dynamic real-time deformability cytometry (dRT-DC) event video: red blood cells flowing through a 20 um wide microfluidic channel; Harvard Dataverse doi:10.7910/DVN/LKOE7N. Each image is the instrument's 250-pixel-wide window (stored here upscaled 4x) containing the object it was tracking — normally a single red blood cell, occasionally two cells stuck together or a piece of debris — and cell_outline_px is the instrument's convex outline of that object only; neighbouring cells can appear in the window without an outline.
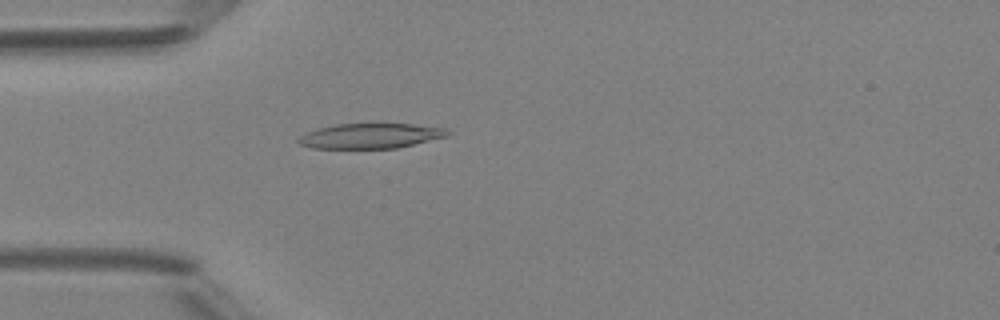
{"species": "Egyptian fruit bat (a non-hibernating species)", "species_latin": "Rousettus aegyptiacus", "temperature_condition": "room temperature", "stored_images_in_passage": 42, "camera_frame_rate_fps": 3000, "um_per_image_px": 0.085, "animal": {"sex": "female"}, "frame": {"image": 1, "passage_image": 8, "time_ms": 2.333, "image_size_px": [1000, 320], "cell_outline_px": [[452, 132], [448, 136], [396, 148], [312, 148], [300, 144], [296, 140], [300, 136], [316, 128], [332, 124], [412, 124], [444, 128]], "centroid_in_image_um": [31.47, 11.54], "position_along_channel_um": 53.5, "area_um2": 21.68}}
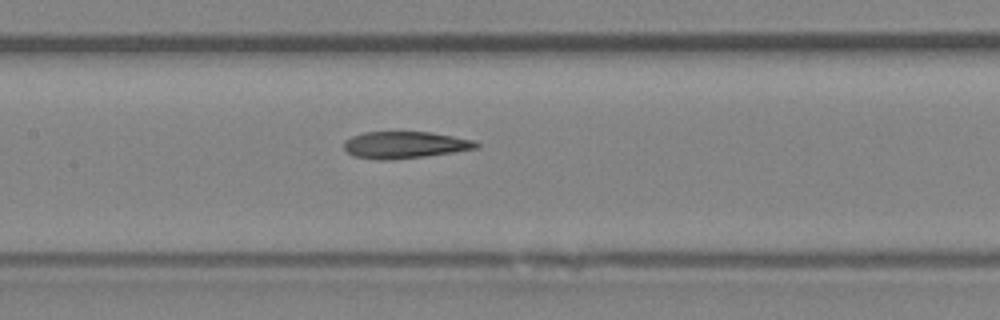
{"frame": {"image": 2, "passage_image": 17, "time_ms": 5.333, "image_size_px": [1000, 320], "cell_outline_px": [[480, 144], [476, 148], [452, 152], [424, 156], [384, 160], [380, 160], [356, 156], [348, 152], [344, 148], [344, 140], [352, 136], [364, 132], [432, 132], [472, 140]], "centroid_in_image_um": [34.38, 12.3], "position_along_channel_um": 173.0, "area_um2": 20.35}}
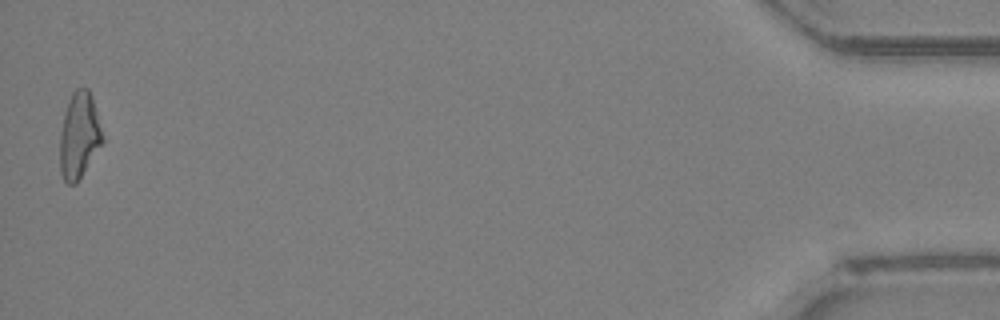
{"frame": {"image": 3, "passage_image": 42, "time_ms": 13.667, "image_size_px": [1000, 320], "cell_outline_px": [[104, 140], [76, 184], [68, 184], [64, 180], [60, 172], [60, 132], [64, 112], [68, 100], [72, 92], [76, 88], [88, 88], [92, 96], [104, 136]], "centroid_in_image_um": [6.72, 11.5], "position_along_channel_um": 428.5, "area_um2": 21.44}, "authors_computed_cell_mechanics": {"area_um2": 21.4149, "velocity_mm_per_s": 4.2333, "shape_relaxation_time_tau1_ms": null, "shape_relaxation_time_tau2_ms": 6.7838, "deformation_change_tau1": null, "deformation_change_tau2": 0.1887}}